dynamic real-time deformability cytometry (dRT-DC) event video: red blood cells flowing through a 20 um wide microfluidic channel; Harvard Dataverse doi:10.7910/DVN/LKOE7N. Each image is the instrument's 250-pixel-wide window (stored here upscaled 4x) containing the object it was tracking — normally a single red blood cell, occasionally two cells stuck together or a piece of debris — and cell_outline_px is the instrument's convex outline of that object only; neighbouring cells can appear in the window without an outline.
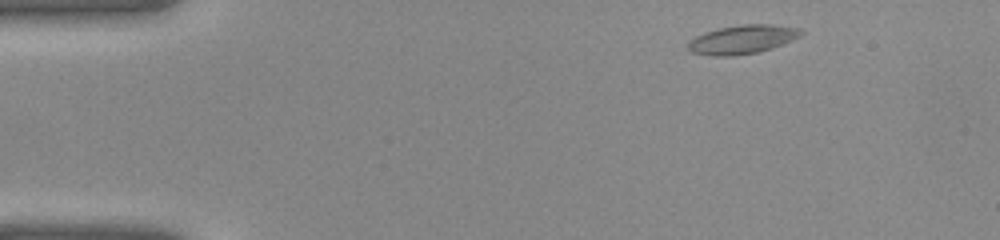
{"species": "common noctule bat (a hibernating species)", "species_latin": "Nyctalus noctula", "temperature_condition": "warm", "stored_images_in_passage": 37, "camera_frame_rate_fps": 3000, "um_per_image_px": 0.085, "animal": {"sex": "female", "body_mass_g": 22.0, "forearm_length_mm": 56.7}, "frame": {"image": 1, "passage_image": 2, "time_ms": 0.333, "image_size_px": [1000, 240], "cell_outline_px": [[804, 32], [800, 36], [772, 48], [756, 52], [732, 56], [716, 56], [692, 52], [688, 48], [688, 40], [704, 32], [720, 28], [744, 24], [772, 24], [800, 28]], "centroid_in_image_um": [63.1, 3.34], "position_along_channel_um": 21.9, "area_um2": 18.79}}
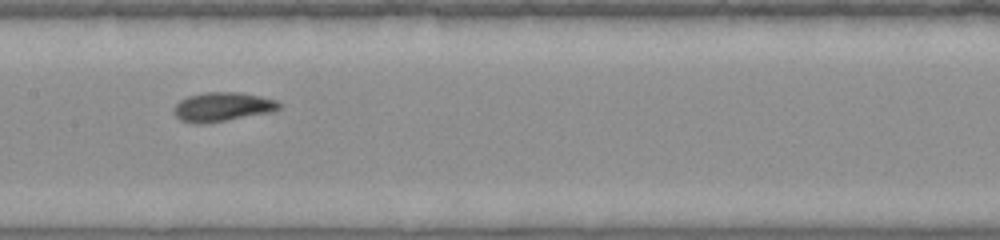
{"frame": {"image": 2, "passage_image": 17, "time_ms": 5.333, "image_size_px": [1000, 240], "cell_outline_px": [[280, 108], [272, 112], [204, 124], [196, 124], [180, 120], [176, 116], [176, 104], [180, 100], [188, 96], [204, 92], [240, 92], [260, 96], [276, 100], [280, 104]], "centroid_in_image_um": [18.92, 9.08], "position_along_channel_um": 188.5, "area_um2": 17.74}}
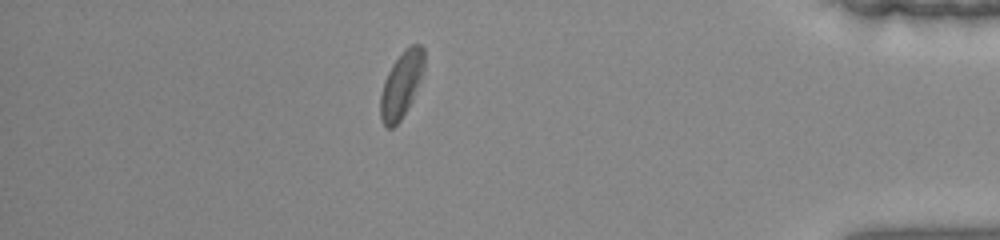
{"frame": {"image": 3, "passage_image": 32, "time_ms": 10.333, "image_size_px": [1000, 240], "cell_outline_px": [[424, 68], [420, 80], [412, 100], [400, 120], [392, 128], [384, 128], [380, 116], [380, 96], [384, 80], [392, 64], [404, 48], [412, 44], [420, 44], [424, 48]], "centroid_in_image_um": [34.1, 7.18], "position_along_channel_um": 401.1, "area_um2": 16.88}}